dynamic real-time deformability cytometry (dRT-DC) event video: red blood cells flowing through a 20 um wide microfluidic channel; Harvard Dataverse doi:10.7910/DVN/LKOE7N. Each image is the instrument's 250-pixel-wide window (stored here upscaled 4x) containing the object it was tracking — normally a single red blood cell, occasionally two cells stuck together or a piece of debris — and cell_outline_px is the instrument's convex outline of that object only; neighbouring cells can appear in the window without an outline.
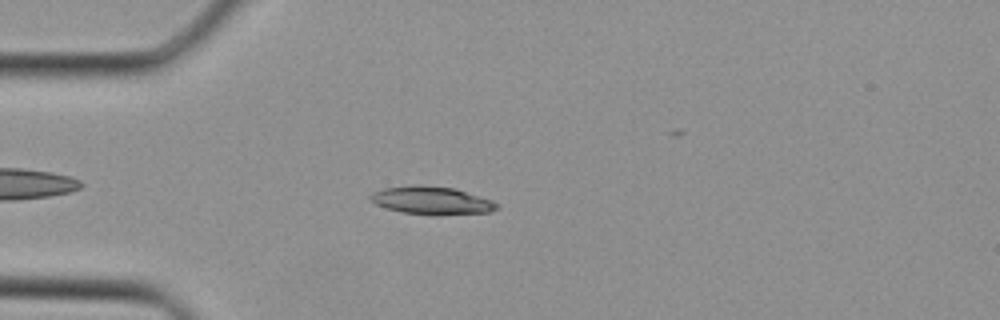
{"species": "Egyptian fruit bat (a non-hibernating species)", "species_latin": "Rousettus aegyptiacus", "temperature_condition": "cold", "stored_images_in_passage": 26, "camera_frame_rate_fps": 3000, "um_per_image_px": 0.085, "animal": {"sex": "female"}, "frame": {"image": 1, "passage_image": 5, "time_ms": 1.333, "image_size_px": [1000, 320], "cell_outline_px": [[500, 204], [496, 208], [488, 212], [436, 216], [432, 216], [400, 212], [376, 204], [368, 200], [368, 196], [372, 192], [384, 188], [416, 184], [420, 184], [456, 188], [492, 200]], "centroid_in_image_um": [36.66, 17.04], "position_along_channel_um": 48.3, "area_um2": 21.04}}
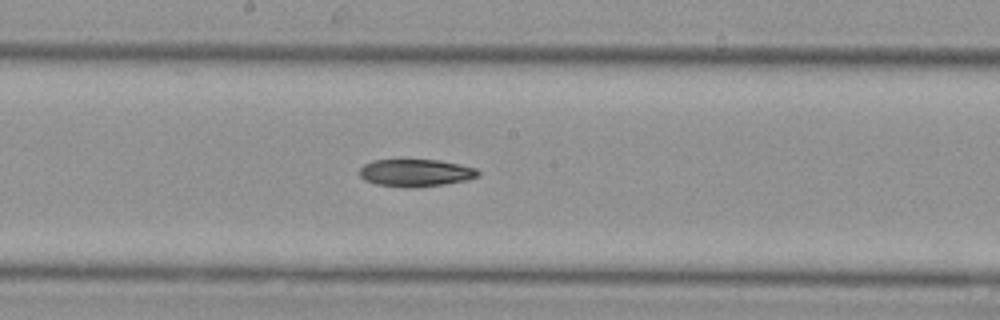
{"frame": {"image": 2, "passage_image": 15, "time_ms": 4.667, "image_size_px": [1000, 320], "cell_outline_px": [[480, 176], [468, 180], [444, 184], [412, 188], [408, 188], [376, 184], [364, 180], [360, 176], [360, 168], [364, 164], [372, 160], [436, 160], [476, 168], [480, 172]], "centroid_in_image_um": [35.32, 14.7], "position_along_channel_um": 212.9, "area_um2": 18.9}}
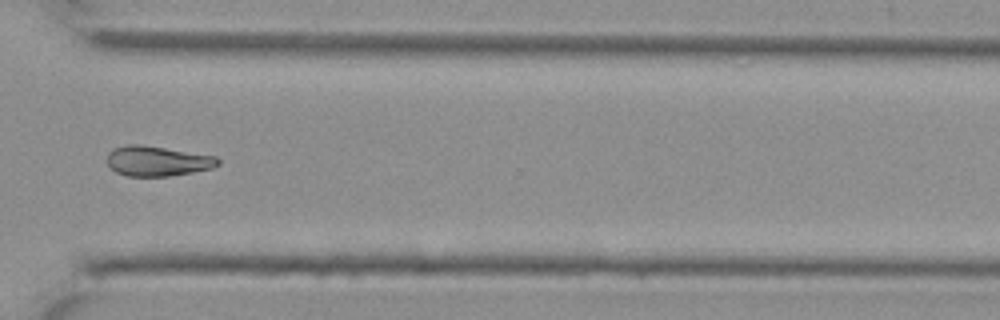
{"frame": {"image": 3, "passage_image": 23, "time_ms": 7.333, "image_size_px": [1000, 320], "cell_outline_px": [[220, 164], [212, 168], [192, 172], [168, 176], [128, 176], [116, 172], [108, 164], [108, 152], [116, 148], [128, 144], [136, 144], [164, 148], [216, 156], [220, 160]], "centroid_in_image_um": [13.4, 13.69], "position_along_channel_um": 357.2, "area_um2": 19.13}}